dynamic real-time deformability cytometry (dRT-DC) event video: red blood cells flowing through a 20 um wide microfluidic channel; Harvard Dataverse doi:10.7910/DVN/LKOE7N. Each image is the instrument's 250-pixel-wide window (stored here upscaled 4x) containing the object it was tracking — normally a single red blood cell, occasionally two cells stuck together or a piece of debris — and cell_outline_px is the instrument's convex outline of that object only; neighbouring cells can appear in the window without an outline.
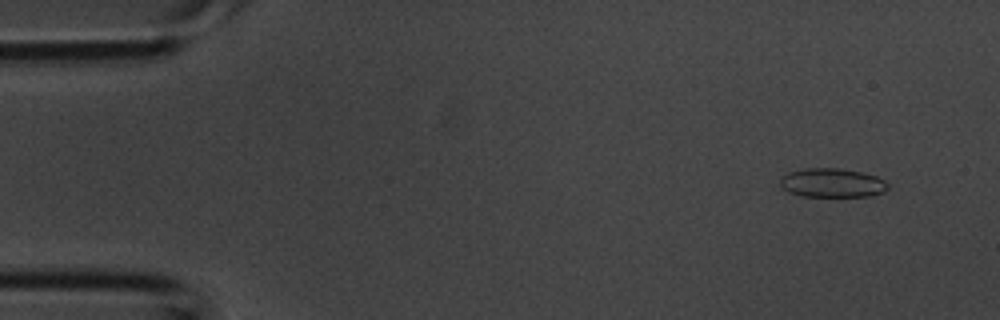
{"species": "common noctule bat (a hibernating species)", "species_latin": "Nyctalus noctula", "temperature_condition": "room temperature", "stored_images_in_passage": 3, "camera_frame_rate_fps": 3000, "um_per_image_px": 0.085, "animal": {"sex": "male", "body_mass_g": 20.1, "forearm_length_mm": 53.5}, "frame": {"image": 1, "passage_image": 1, "time_ms": 0.0, "image_size_px": [1000, 320], "cell_outline_px": [[888, 188], [884, 192], [872, 196], [836, 200], [800, 196], [788, 192], [780, 184], [780, 176], [788, 172], [804, 168], [840, 168], [860, 172], [876, 176], [884, 180], [888, 184]], "centroid_in_image_um": [70.74, 15.61], "position_along_channel_um": 14.3, "area_um2": 19.36}}